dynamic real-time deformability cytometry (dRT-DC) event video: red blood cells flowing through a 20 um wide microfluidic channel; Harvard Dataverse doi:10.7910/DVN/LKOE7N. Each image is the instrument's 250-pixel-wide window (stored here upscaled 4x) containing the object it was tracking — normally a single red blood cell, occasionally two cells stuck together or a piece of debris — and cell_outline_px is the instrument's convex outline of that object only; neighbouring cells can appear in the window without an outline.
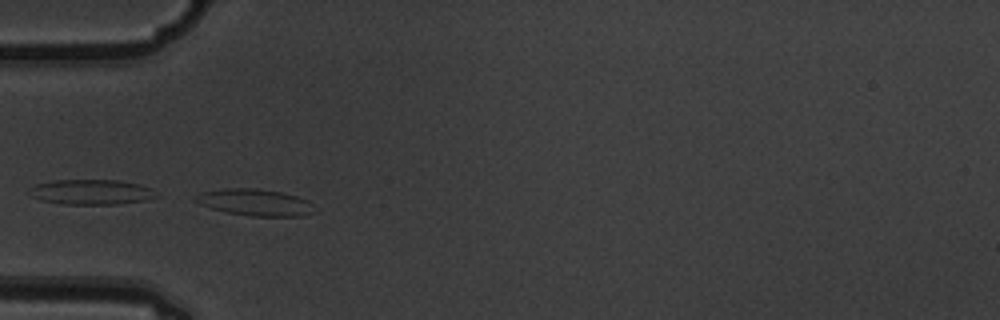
{"species": "common noctule bat (a hibernating species)", "species_latin": "Nyctalus noctula", "temperature_condition": "warm", "stored_images_in_passage": 3, "camera_frame_rate_fps": 3000, "um_per_image_px": 0.085, "animal": {"sex": "male", "body_mass_g": 19.5, "forearm_length_mm": 54.6}, "frame": {"image": 1, "passage_image": 2, "time_ms": 0.333, "image_size_px": [1000, 320], "cell_outline_px": [[312, 212], [300, 216], [252, 216], [228, 212], [212, 208], [200, 204], [192, 200], [192, 196], [200, 192], [224, 188], [256, 188], [280, 192], [296, 196], [308, 200]], "centroid_in_image_um": [21.57, 17.18], "position_along_channel_um": 63.4, "area_um2": 18.26}}